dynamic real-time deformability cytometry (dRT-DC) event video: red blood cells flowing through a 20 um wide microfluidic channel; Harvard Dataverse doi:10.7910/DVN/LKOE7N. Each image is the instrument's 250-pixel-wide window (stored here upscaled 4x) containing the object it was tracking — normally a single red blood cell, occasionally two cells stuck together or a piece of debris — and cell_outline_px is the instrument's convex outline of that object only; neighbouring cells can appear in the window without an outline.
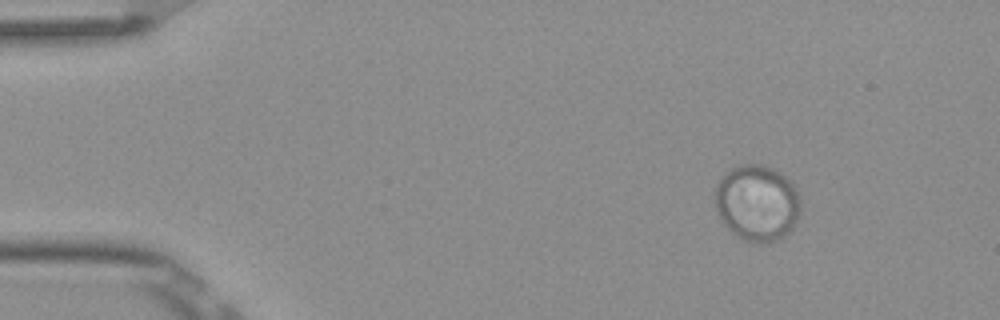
{"species": "Egyptian fruit bat (a non-hibernating species)", "species_latin": "Rousettus aegyptiacus", "temperature_condition": "room temperature", "stored_images_in_passage": 6, "camera_frame_rate_fps": 3000, "um_per_image_px": 0.085, "frame": {"image": 1, "passage_image": 2, "time_ms": 0.333, "image_size_px": [1000, 320], "cell_outline_px": [[800, 212], [792, 228], [788, 232], [776, 240], [764, 244], [748, 240], [732, 232], [724, 224], [716, 208], [716, 188], [720, 180], [732, 168], [740, 164], [764, 164], [780, 172], [792, 184], [800, 200]], "centroid_in_image_um": [64.37, 17.24], "position_along_channel_um": 20.6, "area_um2": 37.34}}
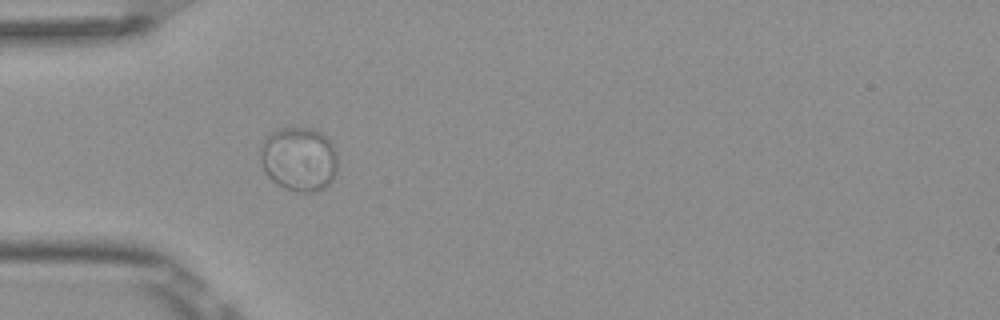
{"frame": {"image": 2, "passage_image": 5, "time_ms": 1.333, "image_size_px": [1000, 320], "cell_outline_px": [[336, 172], [328, 184], [324, 188], [308, 192], [296, 192], [284, 188], [272, 180], [264, 172], [260, 160], [260, 144], [272, 132], [280, 128], [312, 128], [320, 132], [332, 144], [336, 152]], "centroid_in_image_um": [25.38, 13.52], "position_along_channel_um": 59.6, "area_um2": 28.84}}
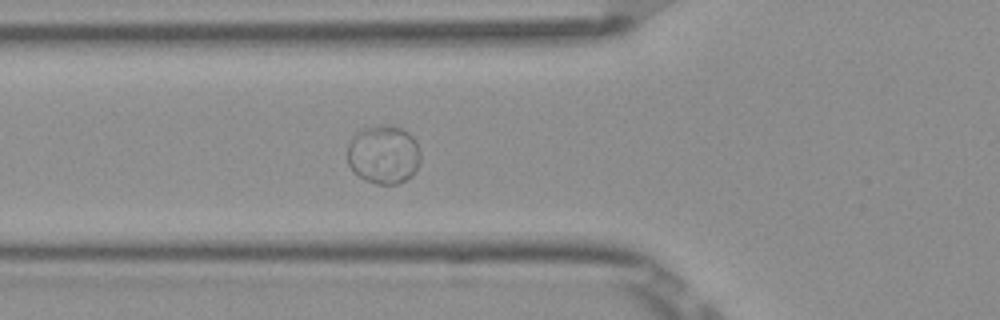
{"frame": {"image": 3, "passage_image": 6, "time_ms": 1.667, "image_size_px": [1000, 320], "cell_outline_px": [[420, 160], [412, 176], [396, 184], [376, 184], [364, 180], [348, 164], [348, 144], [352, 136], [356, 132], [364, 128], [400, 128], [408, 132], [416, 140], [420, 152]], "centroid_in_image_um": [32.6, 13.17], "position_along_channel_um": 93.2, "area_um2": 24.45}}